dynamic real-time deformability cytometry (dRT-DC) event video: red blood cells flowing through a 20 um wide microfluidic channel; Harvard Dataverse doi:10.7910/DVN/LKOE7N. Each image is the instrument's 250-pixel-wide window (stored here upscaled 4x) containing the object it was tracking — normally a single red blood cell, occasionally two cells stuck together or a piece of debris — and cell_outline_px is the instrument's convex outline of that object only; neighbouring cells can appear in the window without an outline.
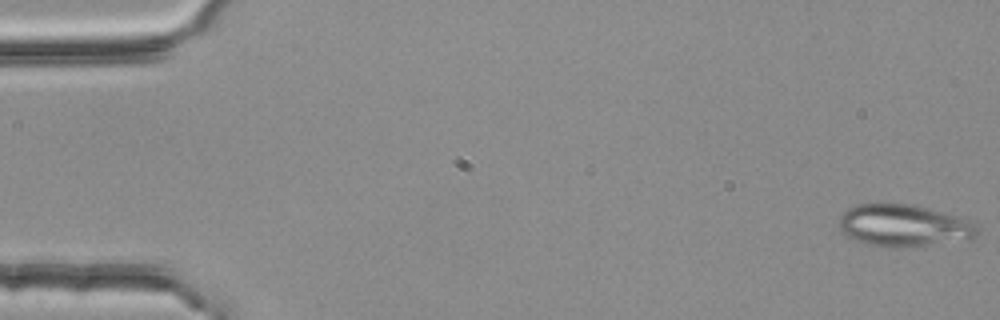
{"species": "common noctule bat (a hibernating species)", "species_latin": "Nyctalus noctula", "temperature_condition": "room temperature", "stored_images_in_passage": 43, "camera_frame_rate_fps": 3000, "um_per_image_px": 0.085, "animal": {"sex": "female", "body_mass_g": 25.1}, "frame": {"image": 1, "passage_image": 1, "time_ms": 0.0, "image_size_px": [1000, 320], "cell_outline_px": [[980, 228], [976, 236], [972, 240], [900, 248], [888, 248], [868, 244], [856, 240], [848, 236], [840, 228], [840, 216], [848, 208], [856, 204], [908, 204], [928, 208], [972, 220]], "centroid_in_image_um": [76.9, 19.19], "position_along_channel_um": 8.1, "area_um2": 34.16}}
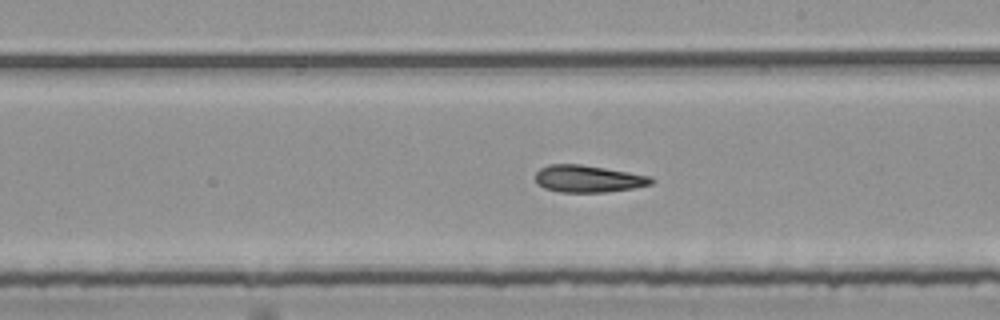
{"frame": {"image": 2, "passage_image": 31, "time_ms": 10.0, "image_size_px": [1000, 320], "cell_outline_px": [[656, 180], [652, 184], [632, 188], [608, 192], [560, 192], [544, 188], [536, 184], [536, 172], [540, 168], [548, 164], [580, 164], [652, 176]], "centroid_in_image_um": [49.99, 15.2], "position_along_channel_um": 239.0, "area_um2": 18.38}}
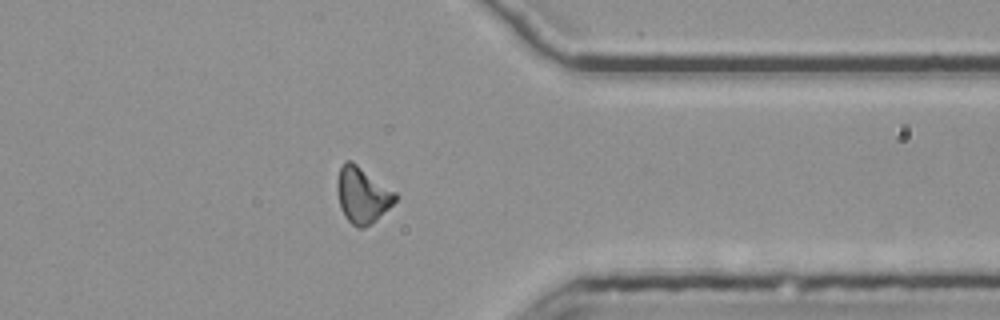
{"frame": {"image": 3, "passage_image": 43, "time_ms": 14.0, "image_size_px": [1000, 320], "cell_outline_px": [[400, 196], [388, 208], [364, 228], [360, 228], [352, 224], [344, 216], [340, 208], [336, 188], [336, 180], [340, 168], [344, 160], [352, 160], [396, 192]], "centroid_in_image_um": [30.77, 16.54], "position_along_channel_um": 380.6, "area_um2": 18.96}, "authors_computed_cell_mechanics": {"area_um2": 18.9584, "velocity_mm_per_s": 3.8013, "shape_relaxation_time_tau1_ms": null, "shape_relaxation_time_tau2_ms": 5.977, "deformation_change_tau1": null, "deformation_change_tau2": 0.1645}}